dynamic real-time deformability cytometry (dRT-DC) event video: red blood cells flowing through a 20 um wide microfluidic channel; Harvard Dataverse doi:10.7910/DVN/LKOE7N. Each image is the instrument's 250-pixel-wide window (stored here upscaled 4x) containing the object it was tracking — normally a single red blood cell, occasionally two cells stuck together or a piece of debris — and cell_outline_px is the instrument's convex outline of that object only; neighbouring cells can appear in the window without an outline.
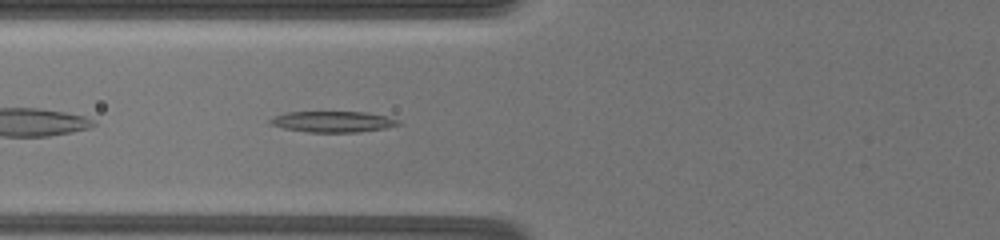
{"species": "common noctule bat (a hibernating species)", "species_latin": "Nyctalus noctula", "temperature_condition": "warm", "stored_images_in_passage": 30, "camera_frame_rate_fps": 3000, "um_per_image_px": 0.085, "animal": {"sex": "female", "body_mass_g": 19.5, "forearm_length_mm": 54.1}, "frame": {"image": 1, "passage_image": 3, "time_ms": 1.0, "image_size_px": [1000, 240], "cell_outline_px": [[400, 124], [384, 128], [356, 132], [308, 132], [284, 128], [268, 124], [268, 120], [284, 112], [364, 112], [384, 116], [400, 120]], "centroid_in_image_um": [28.24, 10.34], "position_along_channel_um": 97.6, "area_um2": 15.49}}
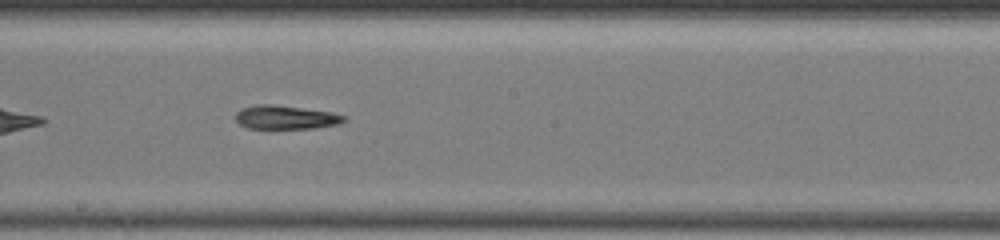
{"frame": {"image": 2, "passage_image": 10, "time_ms": 4.667, "image_size_px": [1000, 240], "cell_outline_px": [[348, 120], [340, 124], [316, 128], [248, 128], [240, 124], [236, 120], [236, 112], [244, 108], [256, 104], [272, 104], [332, 112], [344, 116]], "centroid_in_image_um": [24.32, 9.97], "position_along_channel_um": 223.9, "area_um2": 14.91}}
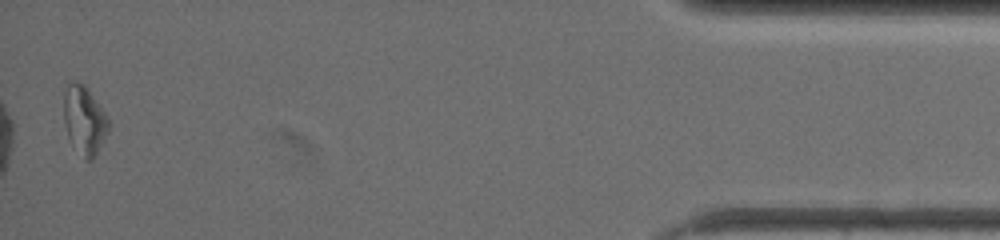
{"frame": {"image": 3, "passage_image": 29, "time_ms": 12.667, "image_size_px": [1000, 240], "cell_outline_px": [[108, 132], [92, 160], [84, 160], [72, 144], [68, 136], [64, 124], [64, 92], [68, 84], [72, 80], [84, 84], [104, 112], [108, 120]], "centroid_in_image_um": [7.14, 10.22], "position_along_channel_um": 428.1, "area_um2": 17.57}}